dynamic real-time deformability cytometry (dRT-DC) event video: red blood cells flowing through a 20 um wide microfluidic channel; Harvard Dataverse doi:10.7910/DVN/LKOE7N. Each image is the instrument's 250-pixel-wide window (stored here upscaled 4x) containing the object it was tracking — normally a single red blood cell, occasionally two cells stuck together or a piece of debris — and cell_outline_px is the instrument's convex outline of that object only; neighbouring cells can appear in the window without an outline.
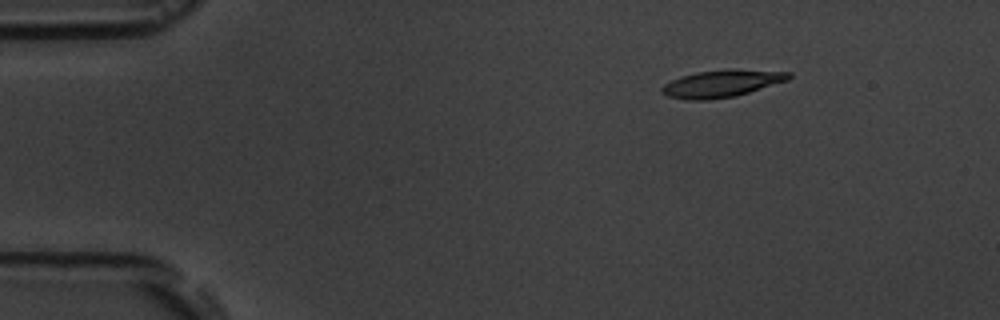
{"species": "common noctule bat (a hibernating species)", "species_latin": "Nyctalus noctula", "temperature_condition": "room temperature", "stored_images_in_passage": 10, "camera_frame_rate_fps": 3000, "um_per_image_px": 0.085, "animal": {"sex": "male", "body_mass_g": 19.5, "forearm_length_mm": 54.6}, "frame": {"image": 1, "passage_image": 2, "time_ms": 1.333, "image_size_px": [1000, 320], "cell_outline_px": [[792, 76], [788, 80], [736, 96], [704, 100], [688, 100], [668, 96], [660, 92], [660, 88], [664, 84], [680, 76], [696, 72], [736, 68], [792, 72]], "centroid_in_image_um": [61.36, 7.08], "position_along_channel_um": 23.6, "area_um2": 20.29}}
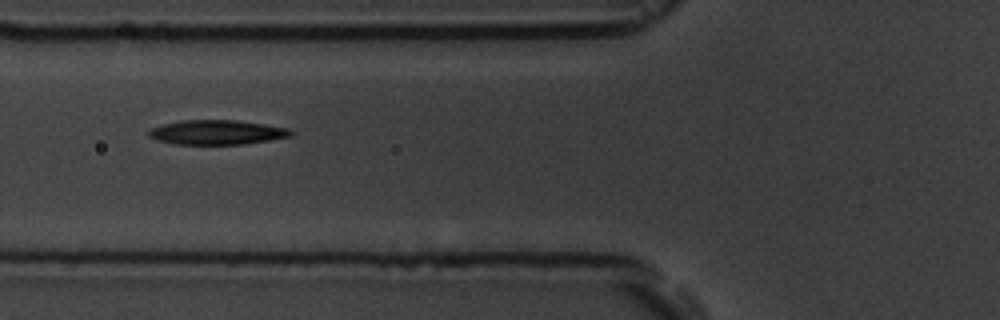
{"frame": {"image": 2, "passage_image": 6, "time_ms": 5.667, "image_size_px": [1000, 320], "cell_outline_px": [[292, 136], [244, 144], [176, 144], [156, 140], [148, 136], [148, 132], [152, 128], [164, 124], [184, 120], [236, 120], [264, 124], [288, 128], [292, 132]], "centroid_in_image_um": [18.43, 11.25], "position_along_channel_um": 107.4, "area_um2": 20.11}}
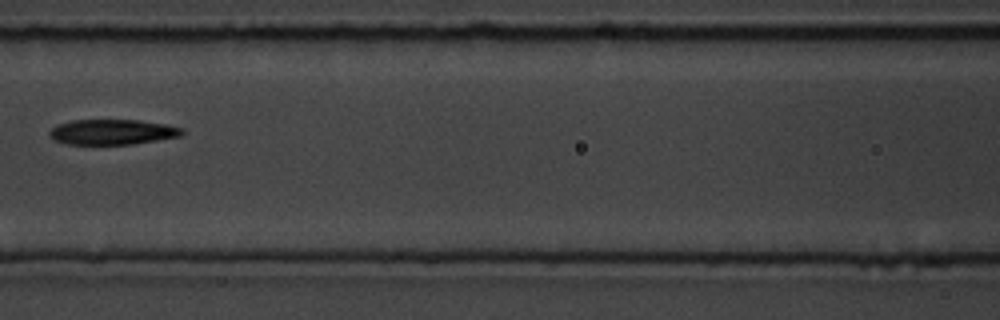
{"frame": {"image": 3, "passage_image": 7, "time_ms": 7.0, "image_size_px": [1000, 320], "cell_outline_px": [[184, 132], [180, 136], [132, 144], [64, 144], [56, 140], [48, 132], [56, 124], [72, 120], [140, 120], [164, 124], [184, 128]], "centroid_in_image_um": [9.55, 11.21], "position_along_channel_um": 157.1, "area_um2": 19.42}}